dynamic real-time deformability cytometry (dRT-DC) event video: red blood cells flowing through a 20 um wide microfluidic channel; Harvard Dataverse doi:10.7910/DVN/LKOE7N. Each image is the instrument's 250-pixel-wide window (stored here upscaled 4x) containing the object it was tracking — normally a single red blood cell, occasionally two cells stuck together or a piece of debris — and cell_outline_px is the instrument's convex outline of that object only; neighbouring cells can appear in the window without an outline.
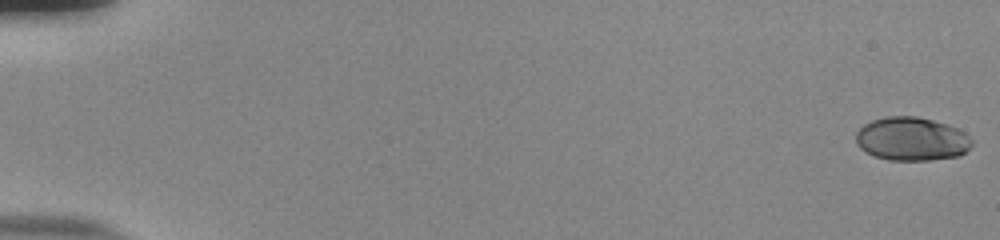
{"species": "human", "species_latin": "Homo sapiens", "temperature_condition": "room temperature", "stored_images_in_passage": 55, "camera_frame_rate_fps": 3000, "um_per_image_px": 0.085, "donor": {"sex": "male"}, "frame": {"image": 1, "passage_image": 1, "time_ms": 0.0, "image_size_px": [1000, 240], "cell_outline_px": [[972, 144], [960, 156], [928, 160], [888, 160], [872, 156], [864, 152], [856, 144], [856, 132], [864, 124], [872, 120], [884, 116], [916, 116], [948, 124], [964, 132], [972, 140]], "centroid_in_image_um": [77.45, 11.81], "position_along_channel_um": 7.5, "area_um2": 29.59}}
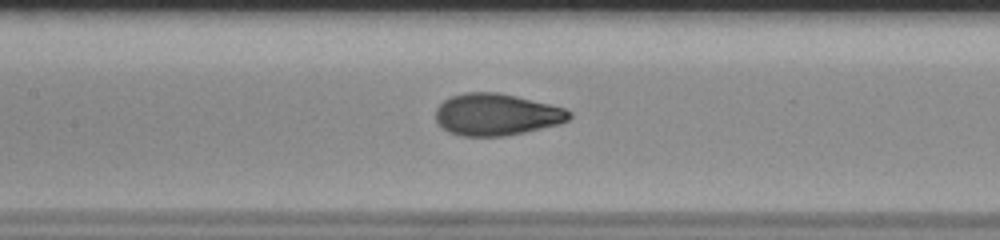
{"frame": {"image": 2, "passage_image": 28, "time_ms": 9.0, "image_size_px": [1000, 240], "cell_outline_px": [[572, 116], [568, 120], [560, 124], [524, 132], [504, 136], [460, 136], [448, 132], [440, 128], [436, 120], [436, 108], [444, 100], [452, 96], [464, 92], [496, 92], [516, 96], [564, 108], [572, 112]], "centroid_in_image_um": [42.17, 9.74], "position_along_channel_um": 165.2, "area_um2": 32.66}}
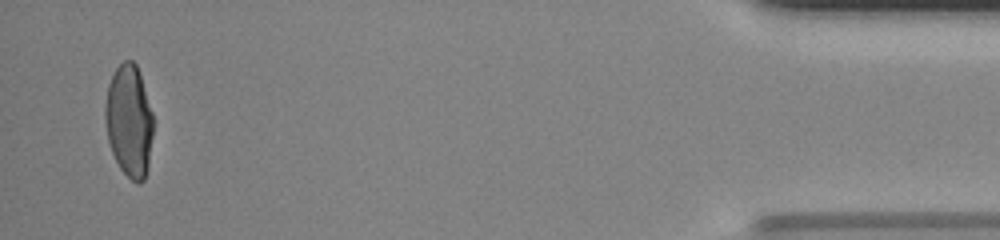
{"frame": {"image": 3, "passage_image": 54, "time_ms": 17.667, "image_size_px": [1000, 240], "cell_outline_px": [[152, 136], [148, 168], [144, 180], [140, 184], [136, 184], [120, 168], [112, 152], [108, 140], [104, 120], [104, 104], [108, 84], [116, 68], [124, 60], [132, 60], [136, 64], [140, 72], [152, 112]], "centroid_in_image_um": [10.96, 10.27], "position_along_channel_um": 424.2, "area_um2": 31.56}, "authors_computed_cell_mechanics": {"area_um2": 31.9634, "velocity_mm_per_s": 3.8234, "shape_relaxation_time_tau1_ms": 5.2436, "shape_relaxation_time_tau2_ms": null, "deformation_change_tau1": 0.2335, "deformation_change_tau2": null}}